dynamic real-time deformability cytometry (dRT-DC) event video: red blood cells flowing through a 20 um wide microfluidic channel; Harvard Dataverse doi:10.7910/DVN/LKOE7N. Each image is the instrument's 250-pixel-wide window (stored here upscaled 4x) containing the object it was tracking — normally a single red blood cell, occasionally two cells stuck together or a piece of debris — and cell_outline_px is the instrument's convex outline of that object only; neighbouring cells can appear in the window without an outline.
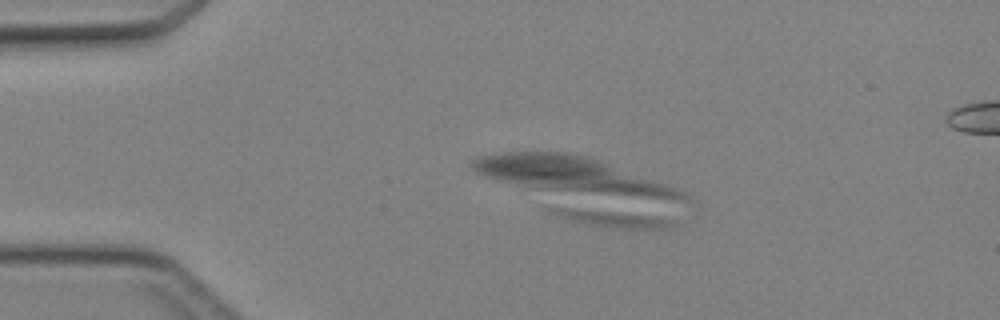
{"species": "Egyptian fruit bat (a non-hibernating species)", "species_latin": "Rousettus aegyptiacus", "temperature_condition": "cold", "stored_images_in_passage": 55, "segment_of_instrument_passage": [1, 2], "camera_frame_rate_fps": 3000, "um_per_image_px": 0.085, "animal": {"sex": "female"}, "frame": {"image": 1, "passage_image": 10, "time_ms": 3.0, "image_size_px": [1000, 320], "cell_outline_px": [[676, 228], [616, 228], [588, 224], [560, 216], [548, 212], [552, 208], [564, 208], [608, 212], [648, 216], [668, 220], [676, 224]], "centroid_in_image_um": [52.1, 18.62], "position_along_channel_um": 32.9, "area_um2": 10.58}}